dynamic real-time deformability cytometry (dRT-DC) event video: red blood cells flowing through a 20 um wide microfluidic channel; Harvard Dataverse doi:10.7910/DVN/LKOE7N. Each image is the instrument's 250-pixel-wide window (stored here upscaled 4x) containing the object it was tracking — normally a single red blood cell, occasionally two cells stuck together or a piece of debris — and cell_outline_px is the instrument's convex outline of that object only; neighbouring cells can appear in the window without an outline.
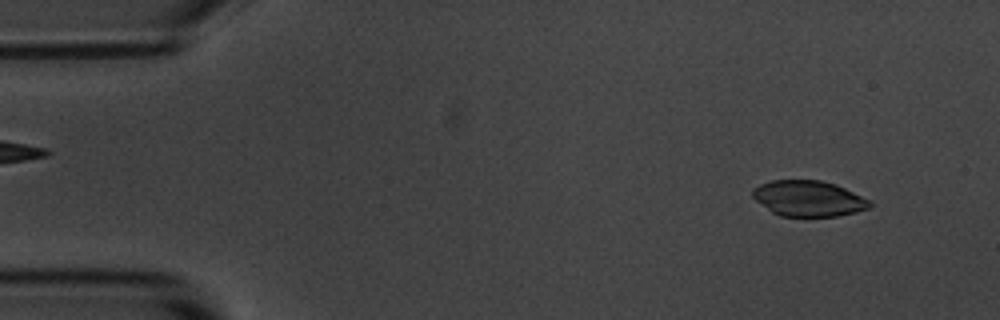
{"species": "common noctule bat (a hibernating species)", "species_latin": "Nyctalus noctula", "temperature_condition": "room temperature", "stored_images_in_passage": 53, "camera_frame_rate_fps": 3000, "um_per_image_px": 0.085, "animal": {"sex": "male", "body_mass_g": 20.1, "forearm_length_mm": 53.5}, "frame": {"image": 1, "passage_image": 4, "time_ms": 1.0, "image_size_px": [1000, 320], "cell_outline_px": [[872, 204], [868, 208], [856, 212], [836, 216], [780, 216], [772, 212], [756, 200], [752, 196], [752, 188], [760, 184], [772, 180], [820, 180], [836, 184], [872, 200]], "centroid_in_image_um": [68.73, 16.86], "position_along_channel_um": 16.3, "area_um2": 24.45}}
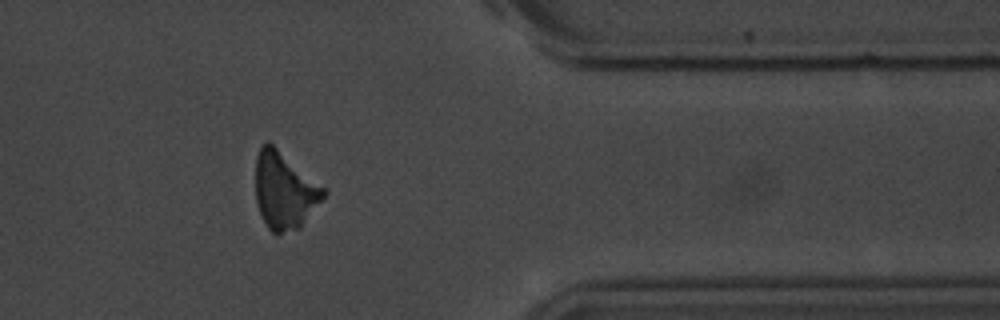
{"frame": {"image": 2, "passage_image": 44, "time_ms": 14.333, "image_size_px": [1000, 320], "cell_outline_px": [[328, 192], [300, 228], [276, 236], [268, 228], [256, 204], [256, 156], [260, 144], [268, 140], [324, 188]], "centroid_in_image_um": [24.15, 16.21], "position_along_channel_um": 387.2, "area_um2": 30.46}}
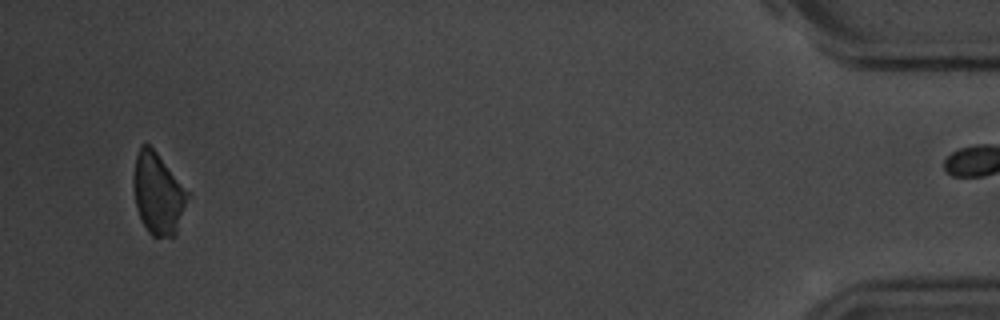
{"frame": {"image": 3, "passage_image": 52, "time_ms": 17.0, "image_size_px": [1000, 320], "cell_outline_px": [[192, 192], [176, 236], [152, 236], [148, 232], [136, 208], [132, 184], [132, 180], [136, 156], [140, 144], [148, 144], [156, 152]], "centroid_in_image_um": [13.47, 16.45], "position_along_channel_um": 421.7, "area_um2": 26.36}}